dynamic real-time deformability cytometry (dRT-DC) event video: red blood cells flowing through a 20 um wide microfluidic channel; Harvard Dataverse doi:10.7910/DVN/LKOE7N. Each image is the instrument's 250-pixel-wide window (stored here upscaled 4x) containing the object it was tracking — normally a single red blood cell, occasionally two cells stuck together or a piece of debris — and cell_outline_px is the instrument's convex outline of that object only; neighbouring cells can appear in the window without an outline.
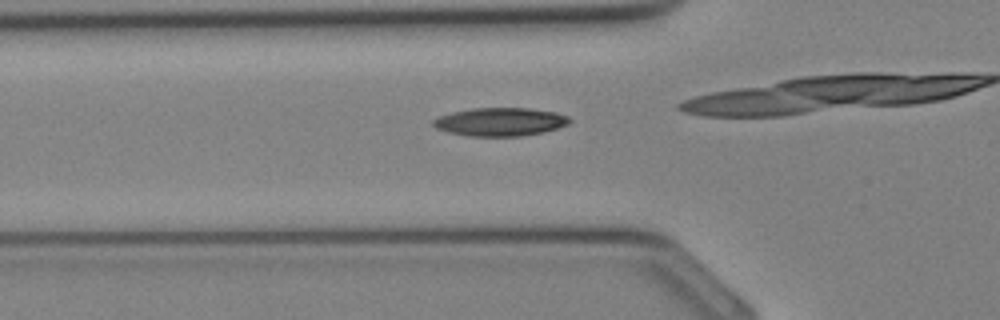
{"species": "Egyptian fruit bat (a non-hibernating species)", "species_latin": "Rousettus aegyptiacus", "temperature_condition": "cold", "stored_images_in_passage": 20, "camera_frame_rate_fps": 3000, "um_per_image_px": 0.085, "animal": {"sex": "female"}, "frame": {"image": 1, "passage_image": 4, "time_ms": 1.0, "image_size_px": [1000, 320], "cell_outline_px": [[572, 120], [568, 124], [544, 132], [520, 136], [468, 136], [448, 132], [436, 128], [432, 124], [432, 120], [436, 116], [452, 112], [472, 108], [528, 108], [556, 112], [568, 116]], "centroid_in_image_um": [42.49, 10.35], "position_along_channel_um": 83.3, "area_um2": 22.6}}